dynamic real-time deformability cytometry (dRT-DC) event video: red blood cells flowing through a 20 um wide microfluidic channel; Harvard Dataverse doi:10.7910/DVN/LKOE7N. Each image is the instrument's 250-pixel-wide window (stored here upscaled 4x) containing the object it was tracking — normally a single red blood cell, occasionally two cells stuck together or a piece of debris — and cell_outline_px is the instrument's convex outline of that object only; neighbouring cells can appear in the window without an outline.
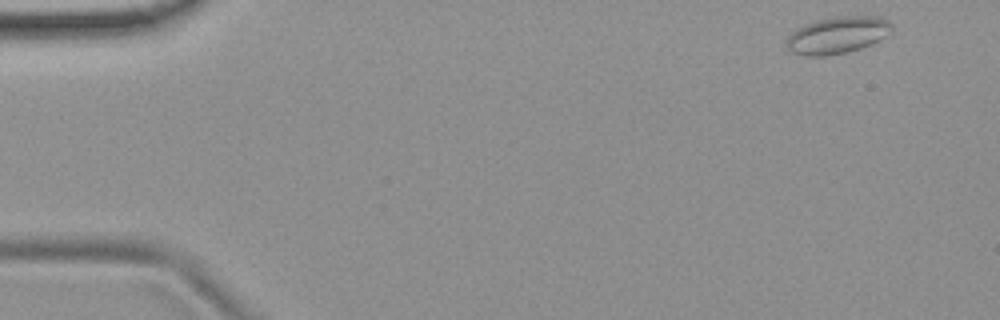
{"species": "common noctule bat (a hibernating species)", "species_latin": "Nyctalus noctula", "temperature_condition": "room temperature", "stored_images_in_passage": 51, "camera_frame_rate_fps": 3000, "um_per_image_px": 0.085, "animal": {"sex": "female", "body_mass_g": 19.9}, "frame": {"image": 1, "passage_image": 2, "time_ms": 0.333, "image_size_px": [1000, 320], "cell_outline_px": [[892, 32], [880, 40], [860, 48], [844, 52], [824, 56], [808, 56], [788, 52], [784, 44], [788, 36], [796, 28], [804, 24], [816, 20], [840, 16], [880, 16], [888, 20], [892, 24]], "centroid_in_image_um": [71.15, 2.98], "position_along_channel_um": 13.8, "area_um2": 22.89}}
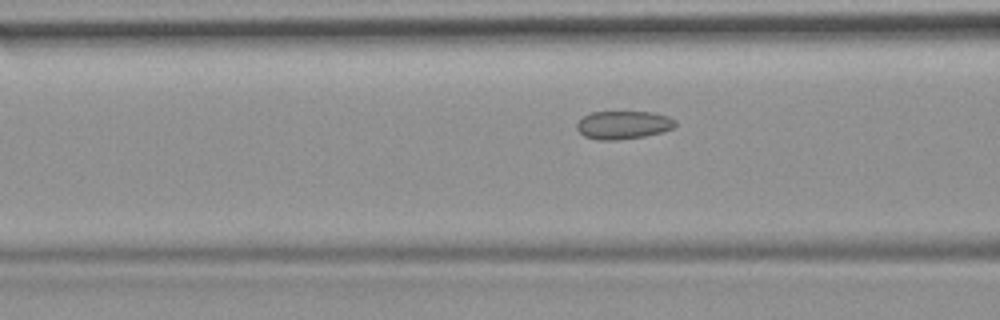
{"frame": {"image": 2, "passage_image": 19, "time_ms": 6.0, "image_size_px": [1000, 320], "cell_outline_px": [[676, 124], [672, 128], [660, 132], [644, 136], [616, 140], [596, 140], [584, 136], [576, 128], [576, 124], [584, 116], [592, 112], [652, 112], [668, 116], [676, 120]], "centroid_in_image_um": [52.96, 10.62], "position_along_channel_um": 113.6, "area_um2": 16.07}}
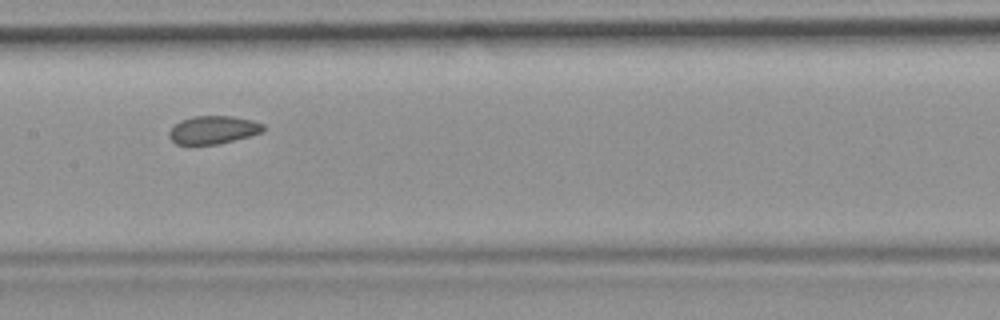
{"frame": {"image": 3, "passage_image": 25, "time_ms": 8.0, "image_size_px": [1000, 320], "cell_outline_px": [[268, 128], [264, 132], [216, 144], [176, 144], [168, 136], [168, 132], [180, 120], [192, 116], [232, 116], [252, 120], [264, 124]], "centroid_in_image_um": [18.15, 11.02], "position_along_channel_um": 189.3, "area_um2": 15.37}, "authors_computed_cell_mechanics": {"area_um2": 16.5886, "velocity_mm_per_s": 3.7894, "shape_relaxation_time_tau1_ms": null, "shape_relaxation_time_tau2_ms": 1.2513, "deformation_change_tau1": null, "deformation_change_tau2": 0.0649}}